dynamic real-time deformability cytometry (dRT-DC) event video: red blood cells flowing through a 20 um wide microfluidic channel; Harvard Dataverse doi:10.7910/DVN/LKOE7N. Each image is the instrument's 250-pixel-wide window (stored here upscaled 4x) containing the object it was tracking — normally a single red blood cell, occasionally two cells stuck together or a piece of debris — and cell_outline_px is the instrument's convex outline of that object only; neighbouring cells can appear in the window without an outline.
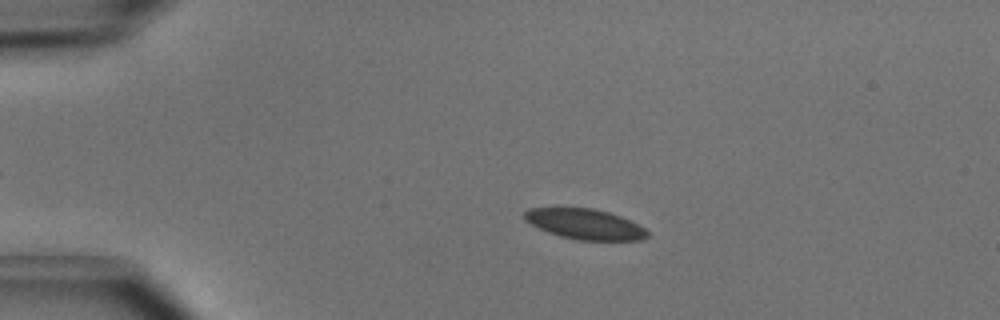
{"species": "common noctule bat (a hibernating species)", "species_latin": "Nyctalus noctula", "temperature_condition": "cold", "stored_images_in_passage": 44, "camera_frame_rate_fps": 3000, "um_per_image_px": 0.085, "animal": {"sex": "male", "body_mass_g": 15.6}, "frame": {"image": 1, "passage_image": 11, "time_ms": 3.333, "image_size_px": [1000, 320], "cell_outline_px": [[648, 236], [640, 240], [576, 240], [560, 236], [548, 232], [524, 220], [524, 212], [528, 208], [592, 208], [608, 212], [620, 216], [644, 228], [648, 232]], "centroid_in_image_um": [49.7, 19.05], "position_along_channel_um": 35.3, "area_um2": 21.5}}
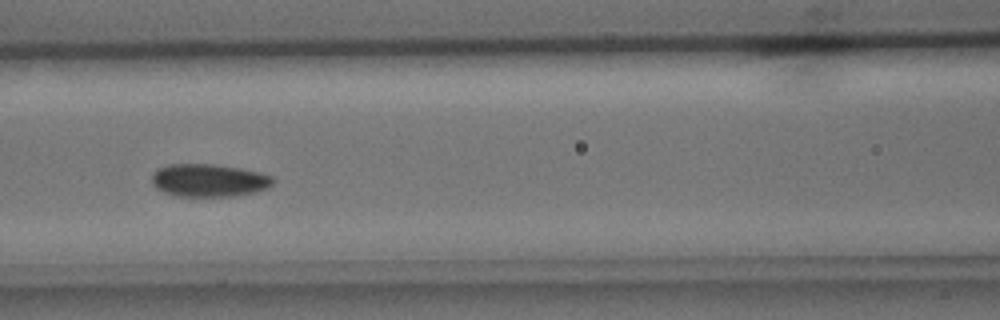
{"frame": {"image": 2, "passage_image": 23, "time_ms": 7.333, "image_size_px": [1000, 320], "cell_outline_px": [[276, 180], [268, 188], [256, 192], [236, 196], [172, 196], [156, 188], [152, 184], [152, 172], [156, 168], [168, 164], [216, 164], [240, 168], [260, 172], [272, 176]], "centroid_in_image_um": [17.75, 15.33], "position_along_channel_um": 148.9, "area_um2": 23.58}}
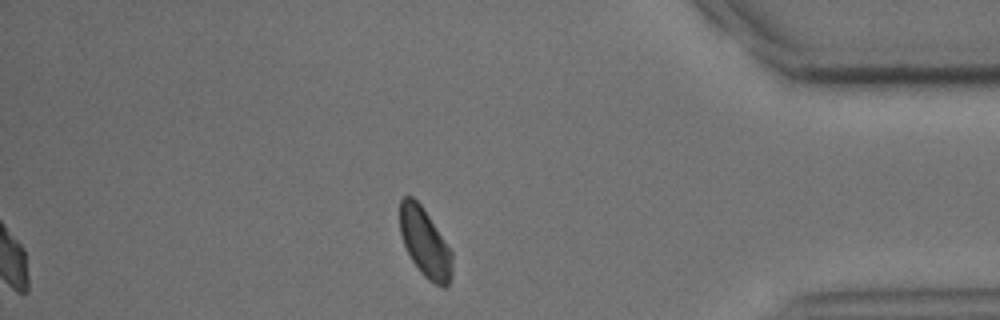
{"frame": {"image": 3, "passage_image": 44, "time_ms": 14.333, "image_size_px": [1000, 320], "cell_outline_px": [[452, 276], [448, 284], [444, 288], [440, 288], [428, 280], [420, 272], [412, 260], [404, 244], [400, 232], [400, 200], [404, 196], [412, 196], [420, 204], [452, 252]], "centroid_in_image_um": [36.12, 20.67], "position_along_channel_um": 399.1, "area_um2": 20.75}, "authors_computed_cell_mechanics": {"area_um2": 22.8888, "velocity_mm_per_s": 3.9929, "shape_relaxation_time_tau1_ms": 2.4232, "shape_relaxation_time_tau2_ms": 7.5559, "deformation_change_tau1": 0.0535, "deformation_change_tau2": 0.0871}}